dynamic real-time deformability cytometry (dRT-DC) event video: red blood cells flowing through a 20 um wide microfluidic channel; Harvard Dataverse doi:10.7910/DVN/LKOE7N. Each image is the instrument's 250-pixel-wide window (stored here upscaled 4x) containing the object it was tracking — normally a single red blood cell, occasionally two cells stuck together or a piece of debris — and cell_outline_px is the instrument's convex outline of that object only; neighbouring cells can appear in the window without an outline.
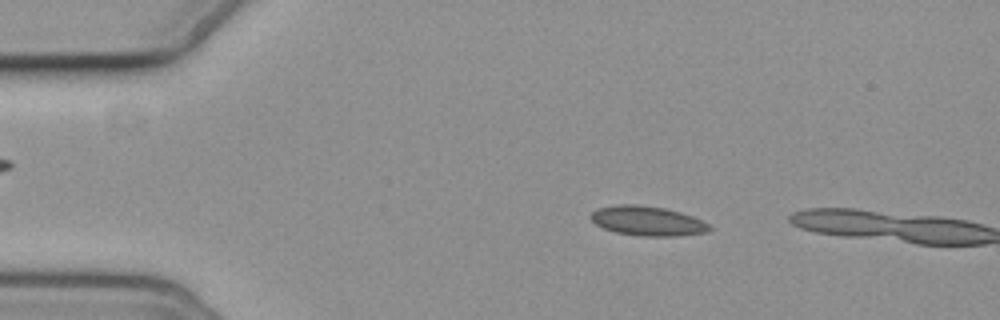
{"species": "common noctule bat (a hibernating species)", "species_latin": "Nyctalus noctula", "temperature_condition": "cold", "stored_images_in_passage": 3, "camera_frame_rate_fps": 3000, "um_per_image_px": 0.085, "animal": {"sex": "female", "body_mass_g": 19.3, "forearm_length_mm": 54.1}, "frame": {"image": 1, "passage_image": 2, "time_ms": 2.0, "image_size_px": [1000, 320], "cell_outline_px": [[712, 228], [708, 232], [676, 236], [640, 236], [616, 232], [604, 228], [596, 224], [592, 220], [592, 212], [600, 208], [620, 204], [636, 204], [664, 208], [680, 212], [692, 216], [708, 224]], "centroid_in_image_um": [55.06, 18.78], "position_along_channel_um": 29.9, "area_um2": 20.17}}